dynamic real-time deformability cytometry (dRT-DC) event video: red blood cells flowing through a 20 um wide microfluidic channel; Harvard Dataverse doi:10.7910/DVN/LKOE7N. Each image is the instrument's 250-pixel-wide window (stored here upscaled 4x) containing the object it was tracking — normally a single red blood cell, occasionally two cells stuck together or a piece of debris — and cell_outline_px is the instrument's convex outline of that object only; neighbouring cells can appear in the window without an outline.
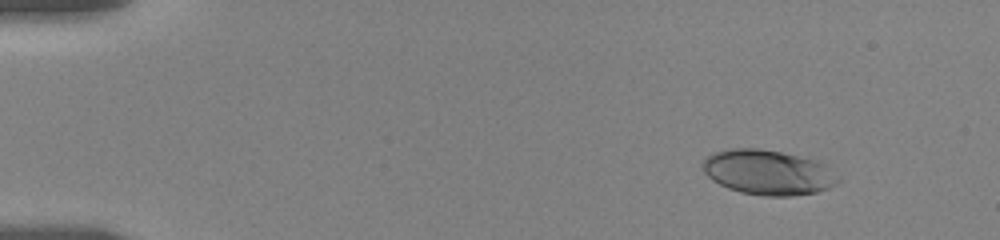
{"species": "human", "species_latin": "Homo sapiens", "temperature_condition": "room temperature", "stored_images_in_passage": 19, "camera_frame_rate_fps": 3000, "um_per_image_px": 0.085, "donor": {"sex": "female"}, "frame": {"image": 1, "passage_image": 4, "time_ms": 1.333, "image_size_px": [1000, 240], "cell_outline_px": [[840, 180], [836, 184], [828, 188], [816, 192], [792, 196], [764, 196], [740, 192], [728, 188], [712, 180], [704, 172], [704, 160], [708, 156], [716, 152], [732, 148], [760, 148], [820, 160], [840, 176]], "centroid_in_image_um": [65.34, 14.65], "position_along_channel_um": 19.7, "area_um2": 35.55}}
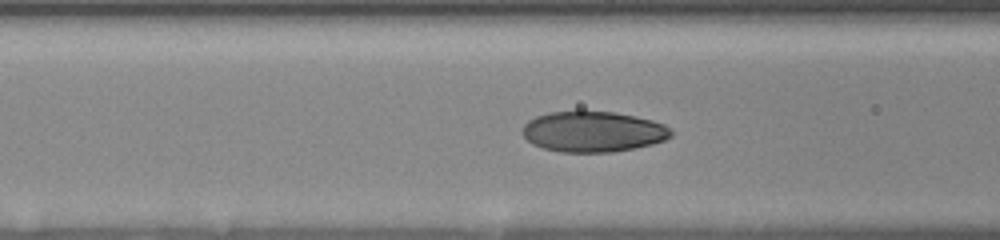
{"frame": {"image": 2, "passage_image": 16, "time_ms": 7.0, "image_size_px": [1000, 240], "cell_outline_px": [[672, 136], [664, 140], [652, 144], [636, 148], [612, 152], [560, 152], [544, 148], [532, 144], [520, 132], [524, 124], [528, 120], [536, 116], [548, 112], [576, 108], [580, 108], [612, 112], [636, 116], [652, 120], [664, 124], [672, 132]], "centroid_in_image_um": [50.36, 11.15], "position_along_channel_um": 116.2, "area_um2": 36.13}}
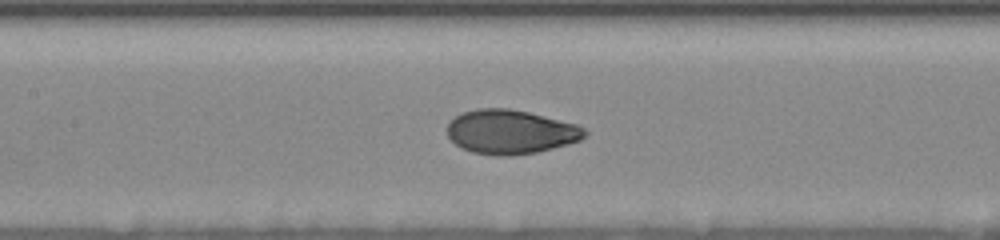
{"frame": {"image": 3, "passage_image": 19, "time_ms": 8.333, "image_size_px": [1000, 240], "cell_outline_px": [[588, 132], [580, 140], [568, 144], [536, 152], [508, 156], [496, 156], [472, 152], [460, 148], [448, 136], [448, 124], [456, 116], [464, 112], [476, 108], [508, 108], [528, 112], [576, 124], [584, 128]], "centroid_in_image_um": [43.39, 11.21], "position_along_channel_um": 164.0, "area_um2": 35.2}}